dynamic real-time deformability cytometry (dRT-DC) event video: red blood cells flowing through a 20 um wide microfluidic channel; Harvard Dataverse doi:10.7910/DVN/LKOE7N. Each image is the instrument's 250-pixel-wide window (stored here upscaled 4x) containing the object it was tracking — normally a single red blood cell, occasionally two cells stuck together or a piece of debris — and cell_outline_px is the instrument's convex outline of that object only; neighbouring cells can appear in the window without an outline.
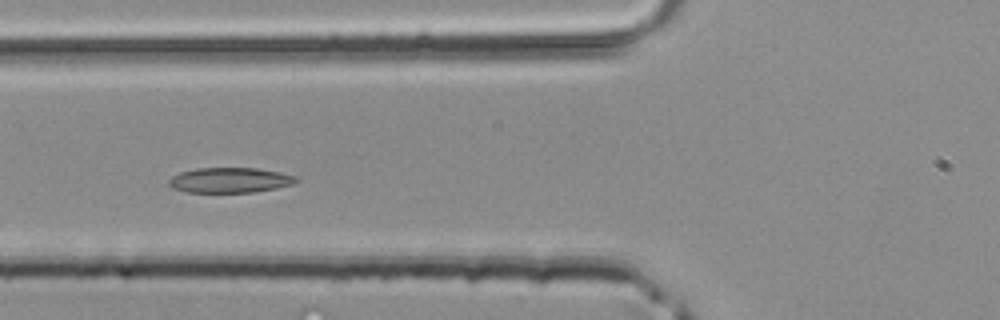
{"species": "common noctule bat (a hibernating species)", "species_latin": "Nyctalus noctula", "temperature_condition": "room temperature", "stored_images_in_passage": 40, "camera_frame_rate_fps": 3000, "um_per_image_px": 0.085, "animal": {"sex": "male", "body_mass_g": 20.4}, "frame": {"image": 1, "passage_image": 12, "time_ms": 3.667, "image_size_px": [1000, 320], "cell_outline_px": [[300, 180], [292, 184], [276, 188], [252, 192], [188, 192], [172, 188], [168, 184], [168, 180], [172, 176], [180, 172], [196, 168], [256, 168], [280, 172], [296, 176]], "centroid_in_image_um": [19.53, 15.31], "position_along_channel_um": 106.3, "area_um2": 18.67}}
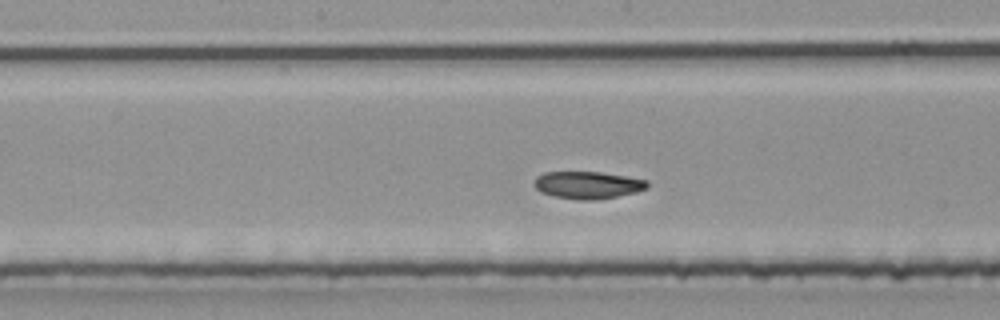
{"frame": {"image": 2, "passage_image": 18, "time_ms": 5.667, "image_size_px": [1000, 320], "cell_outline_px": [[648, 188], [636, 192], [600, 200], [580, 200], [552, 196], [540, 192], [532, 184], [536, 176], [544, 172], [600, 172], [648, 180]], "centroid_in_image_um": [49.93, 15.73], "position_along_channel_um": 198.3, "area_um2": 18.21}}
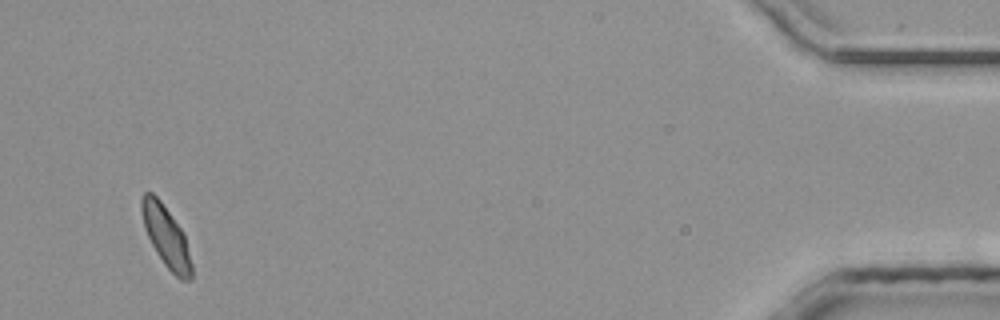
{"frame": {"image": 3, "passage_image": 38, "time_ms": 12.333, "image_size_px": [1000, 320], "cell_outline_px": [[192, 280], [180, 280], [164, 264], [156, 252], [148, 236], [144, 224], [140, 208], [140, 200], [144, 192], [152, 192], [160, 200], [184, 232], [192, 264]], "centroid_in_image_um": [14.13, 20.11], "position_along_channel_um": 421.1, "area_um2": 17.74}}